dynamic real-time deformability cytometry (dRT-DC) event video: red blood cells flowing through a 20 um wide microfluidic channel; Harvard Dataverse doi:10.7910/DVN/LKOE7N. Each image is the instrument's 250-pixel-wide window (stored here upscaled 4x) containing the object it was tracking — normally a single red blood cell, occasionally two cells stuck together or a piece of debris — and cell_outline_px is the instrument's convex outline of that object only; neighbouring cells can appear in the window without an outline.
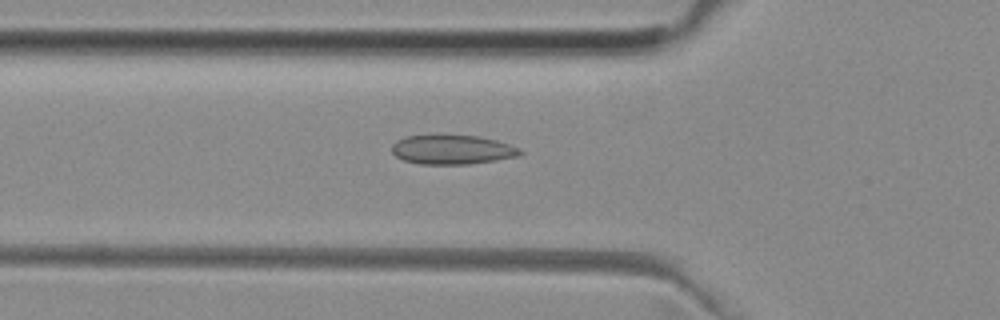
{"species": "common noctule bat (a hibernating species)", "species_latin": "Nyctalus noctula", "temperature_condition": "room temperature", "stored_images_in_passage": 41, "camera_frame_rate_fps": 3000, "um_per_image_px": 0.085, "animal": {"sex": "female", "body_mass_g": 29.2, "forearm_length_mm": 56.3}, "frame": {"image": 1, "passage_image": 7, "time_ms": 2.0, "image_size_px": [1000, 320], "cell_outline_px": [[524, 152], [520, 156], [496, 160], [468, 164], [420, 164], [404, 160], [396, 156], [392, 152], [392, 144], [396, 140], [404, 136], [480, 136], [496, 140], [520, 148]], "centroid_in_image_um": [38.46, 12.73], "position_along_channel_um": 87.3, "area_um2": 21.79}}
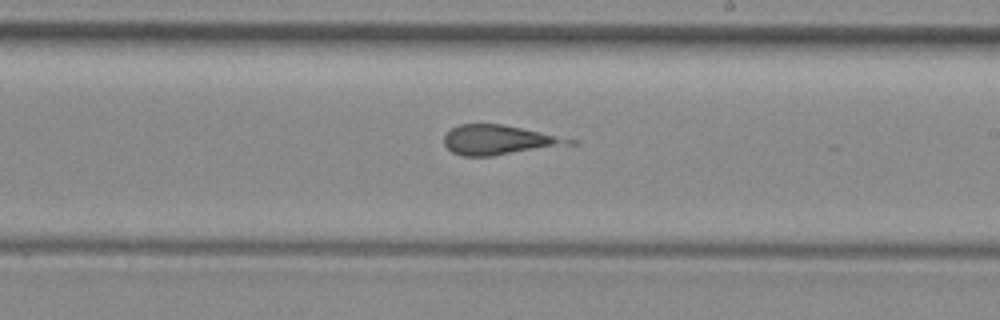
{"frame": {"image": 2, "passage_image": 19, "time_ms": 6.0, "image_size_px": [1000, 320], "cell_outline_px": [[580, 144], [492, 156], [464, 156], [452, 152], [444, 144], [444, 136], [452, 128], [460, 124], [500, 124], [580, 140]], "centroid_in_image_um": [42.5, 11.91], "position_along_channel_um": 246.5, "area_um2": 21.79}}
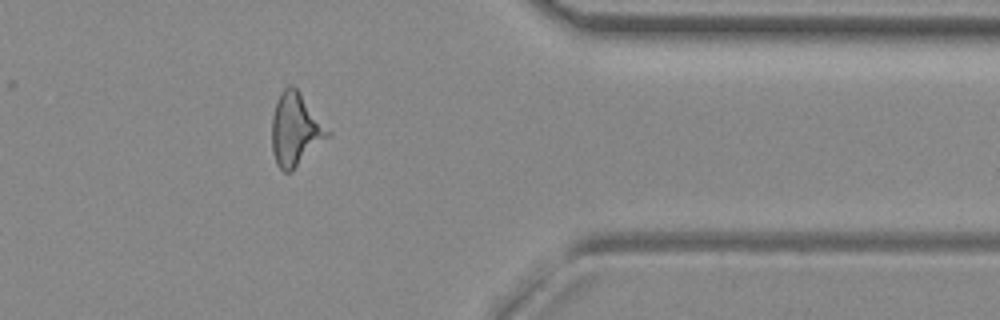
{"frame": {"image": 3, "passage_image": 31, "time_ms": 10.0, "image_size_px": [1000, 320], "cell_outline_px": [[332, 132], [292, 172], [284, 172], [276, 164], [272, 152], [272, 116], [276, 104], [284, 88], [288, 84], [292, 84], [300, 92]], "centroid_in_image_um": [25.11, 11.02], "position_along_channel_um": 386.3, "area_um2": 23.52}}